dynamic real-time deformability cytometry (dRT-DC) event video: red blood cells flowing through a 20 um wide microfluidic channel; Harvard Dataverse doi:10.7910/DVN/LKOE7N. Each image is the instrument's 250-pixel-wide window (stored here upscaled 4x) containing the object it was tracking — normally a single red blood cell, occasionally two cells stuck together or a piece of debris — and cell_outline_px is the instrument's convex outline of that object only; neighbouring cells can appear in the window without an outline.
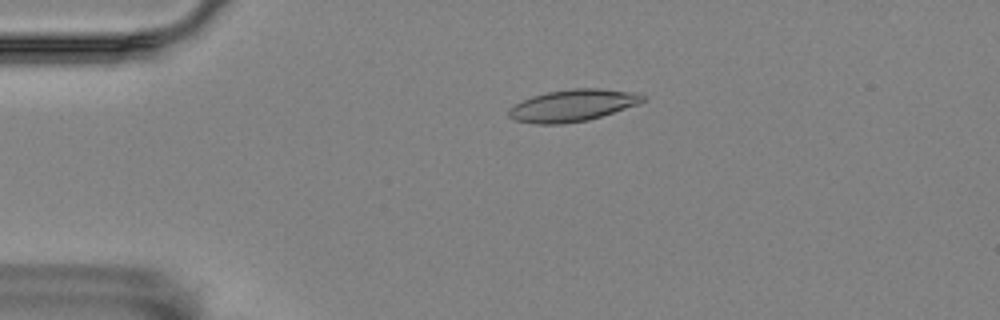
{"species": "Egyptian fruit bat (a non-hibernating species)", "species_latin": "Rousettus aegyptiacus", "temperature_condition": "room temperature", "stored_images_in_passage": 44, "camera_frame_rate_fps": 3000, "um_per_image_px": 0.085, "animal": {"sex": "female"}, "frame": {"image": 1, "passage_image": 10, "time_ms": 3.0, "image_size_px": [1000, 320], "cell_outline_px": [[648, 96], [640, 104], [588, 120], [564, 124], [536, 124], [512, 120], [508, 116], [508, 108], [532, 96], [548, 92], [572, 88], [600, 88], [632, 92]], "centroid_in_image_um": [48.68, 8.97], "position_along_channel_um": 36.3, "area_um2": 25.03}}
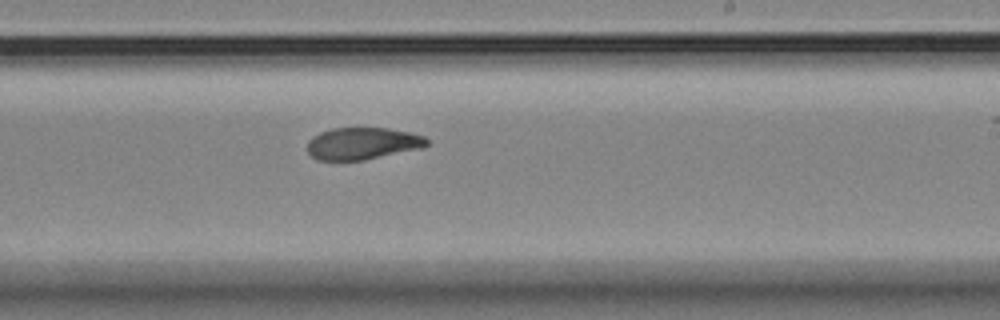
{"frame": {"image": 2, "passage_image": 32, "time_ms": 10.333, "image_size_px": [1000, 320], "cell_outline_px": [[428, 144], [424, 148], [364, 160], [316, 160], [308, 152], [308, 140], [312, 136], [320, 132], [332, 128], [388, 128], [408, 132], [424, 136], [428, 140]], "centroid_in_image_um": [30.82, 12.2], "position_along_channel_um": 258.2, "area_um2": 22.43}}
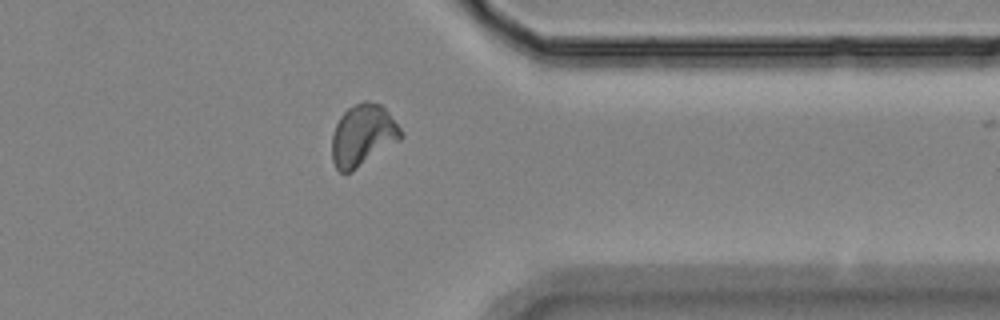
{"frame": {"image": 3, "passage_image": 43, "time_ms": 14.0, "image_size_px": [1000, 320], "cell_outline_px": [[404, 136], [400, 140], [352, 172], [340, 172], [336, 168], [332, 160], [332, 136], [336, 124], [340, 116], [348, 108], [364, 100], [368, 100], [380, 104], [388, 112], [400, 128]], "centroid_in_image_um": [30.84, 11.5], "position_along_channel_um": 380.6, "area_um2": 24.74}}